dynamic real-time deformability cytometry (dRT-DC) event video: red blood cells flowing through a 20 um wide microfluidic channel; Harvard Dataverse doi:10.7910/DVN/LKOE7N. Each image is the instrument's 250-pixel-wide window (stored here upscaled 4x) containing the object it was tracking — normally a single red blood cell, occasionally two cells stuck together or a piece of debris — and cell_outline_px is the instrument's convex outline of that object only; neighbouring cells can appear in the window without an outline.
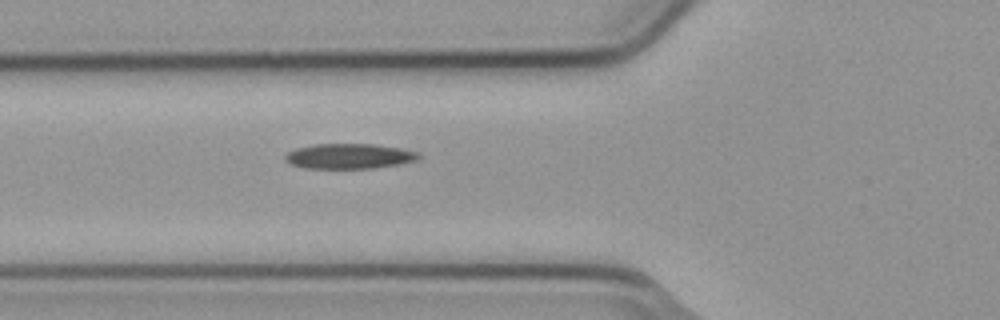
{"species": "common noctule bat (a hibernating species)", "species_latin": "Nyctalus noctula", "temperature_condition": "cold", "stored_images_in_passage": 2, "camera_frame_rate_fps": 3000, "um_per_image_px": 0.085, "animal": {"sex": "male", "body_mass_g": 23.1, "forearm_length_mm": 52.7}, "frame": {"image": 1, "passage_image": 2, "time_ms": 0.333, "image_size_px": [1000, 320], "cell_outline_px": [[420, 156], [416, 160], [400, 164], [376, 168], [304, 168], [292, 164], [284, 160], [284, 156], [288, 152], [296, 148], [316, 144], [376, 144], [416, 152]], "centroid_in_image_um": [29.64, 13.28], "position_along_channel_um": 96.2, "area_um2": 19.36}}